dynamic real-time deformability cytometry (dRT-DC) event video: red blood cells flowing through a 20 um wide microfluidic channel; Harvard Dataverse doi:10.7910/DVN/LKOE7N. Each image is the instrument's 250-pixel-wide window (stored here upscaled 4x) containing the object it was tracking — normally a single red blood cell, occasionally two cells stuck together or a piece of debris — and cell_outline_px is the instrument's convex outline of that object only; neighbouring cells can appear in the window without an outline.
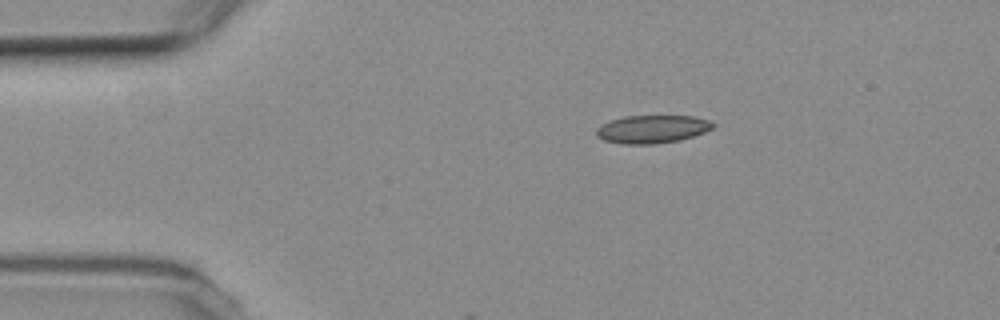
{"species": "common noctule bat (a hibernating species)", "species_latin": "Nyctalus noctula", "temperature_condition": "room temperature", "stored_images_in_passage": 6, "camera_frame_rate_fps": 3000, "um_per_image_px": 0.085, "animal": {"sex": "female", "body_mass_g": 19.3, "forearm_length_mm": 54.1}, "frame": {"image": 1, "passage_image": 1, "time_ms": 0.0, "image_size_px": [1000, 320], "cell_outline_px": [[716, 124], [712, 128], [704, 132], [680, 140], [656, 144], [624, 144], [604, 140], [596, 136], [596, 128], [600, 124], [624, 116], [692, 116], [708, 120]], "centroid_in_image_um": [55.41, 10.98], "position_along_channel_um": 29.6, "area_um2": 19.02}}
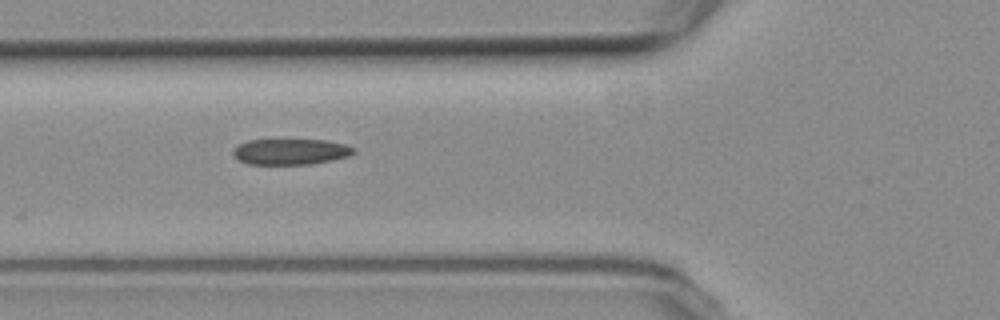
{"frame": {"image": 2, "passage_image": 4, "time_ms": 3.333, "image_size_px": [1000, 320], "cell_outline_px": [[356, 152], [348, 156], [332, 160], [312, 164], [248, 164], [240, 160], [232, 152], [240, 144], [248, 140], [328, 140], [344, 144], [356, 148]], "centroid_in_image_um": [24.76, 12.89], "position_along_channel_um": 101.0, "area_um2": 18.03}}
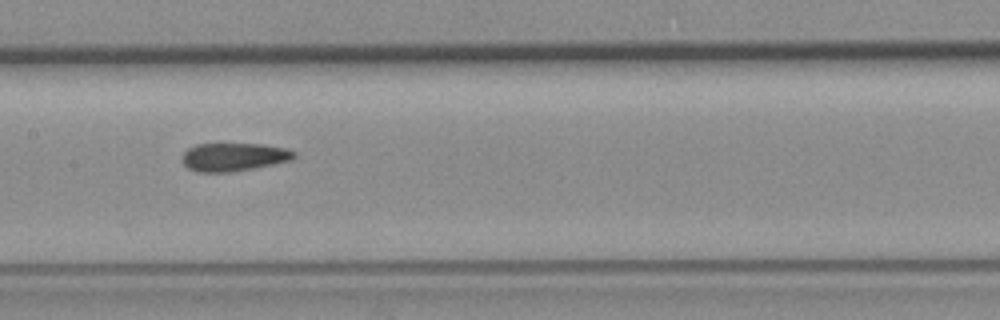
{"frame": {"image": 3, "passage_image": 6, "time_ms": 5.667, "image_size_px": [1000, 320], "cell_outline_px": [[296, 156], [288, 160], [272, 164], [252, 168], [228, 172], [196, 172], [188, 168], [180, 160], [180, 156], [188, 148], [196, 144], [264, 144], [288, 148], [296, 152]], "centroid_in_image_um": [19.82, 13.33], "position_along_channel_um": 187.6, "area_um2": 18.44}}